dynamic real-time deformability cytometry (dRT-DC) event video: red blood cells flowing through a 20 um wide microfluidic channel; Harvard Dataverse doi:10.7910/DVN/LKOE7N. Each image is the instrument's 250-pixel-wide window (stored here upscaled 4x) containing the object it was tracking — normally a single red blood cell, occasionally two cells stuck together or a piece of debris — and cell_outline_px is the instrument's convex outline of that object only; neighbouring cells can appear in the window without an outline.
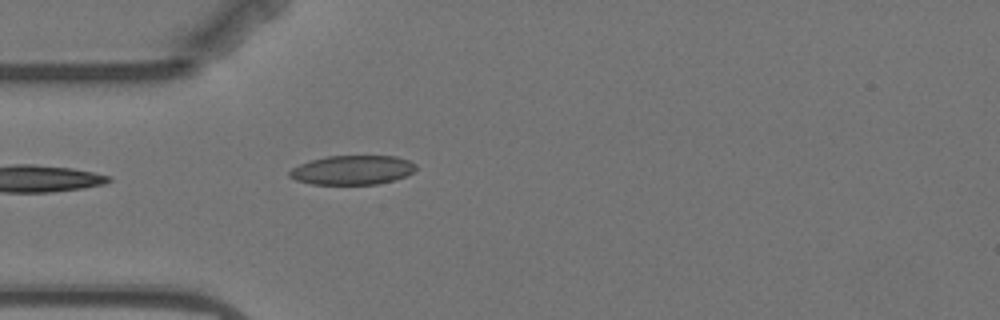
{"species": "Egyptian fruit bat (a non-hibernating species)", "species_latin": "Rousettus aegyptiacus", "temperature_condition": "warm", "stored_images_in_passage": 4, "camera_frame_rate_fps": 3000, "um_per_image_px": 0.085, "animal": {"sex": "female"}, "frame": {"image": 1, "passage_image": 4, "time_ms": 4.667, "image_size_px": [1000, 320], "cell_outline_px": [[416, 168], [412, 172], [404, 176], [392, 180], [376, 184], [312, 184], [296, 180], [288, 176], [288, 172], [292, 168], [300, 164], [312, 160], [328, 156], [396, 156], [408, 160], [416, 164]], "centroid_in_image_um": [29.93, 14.45], "position_along_channel_um": 55.1, "area_um2": 21.33}}